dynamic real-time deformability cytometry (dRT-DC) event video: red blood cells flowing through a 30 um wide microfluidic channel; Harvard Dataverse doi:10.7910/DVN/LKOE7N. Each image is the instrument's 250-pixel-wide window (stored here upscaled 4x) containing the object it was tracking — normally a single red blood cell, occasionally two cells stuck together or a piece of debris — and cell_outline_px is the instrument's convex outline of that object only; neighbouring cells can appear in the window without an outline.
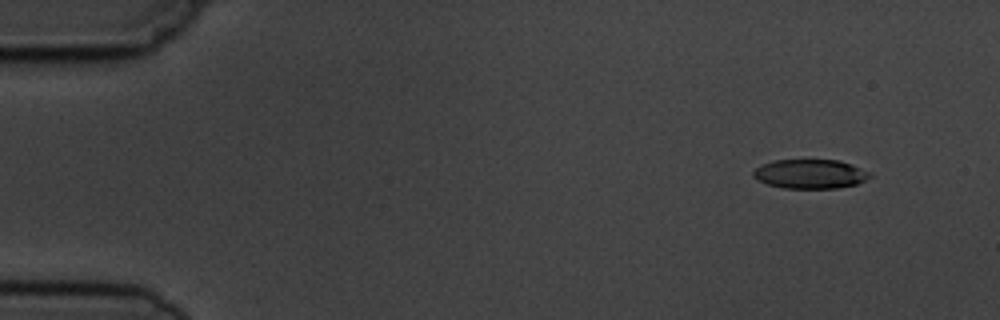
{"species": "common noctule bat (a hibernating species)", "species_latin": "Nyctalus noctula", "temperature_condition": "cold", "stored_images_in_passage": 4, "camera_frame_rate_fps": 3000, "um_per_image_px": 0.085, "animal": {"sex": "male", "body_mass_g": 19.5, "forearm_length_mm": 54.6}, "frame": {"image": 1, "passage_image": 1, "time_ms": 0.0, "image_size_px": [1000, 320], "cell_outline_px": [[872, 176], [856, 184], [836, 188], [784, 188], [768, 184], [756, 180], [752, 176], [752, 172], [756, 168], [764, 164], [776, 160], [840, 160], [872, 172]], "centroid_in_image_um": [68.87, 14.78], "position_along_channel_um": 16.1, "area_um2": 19.83}}
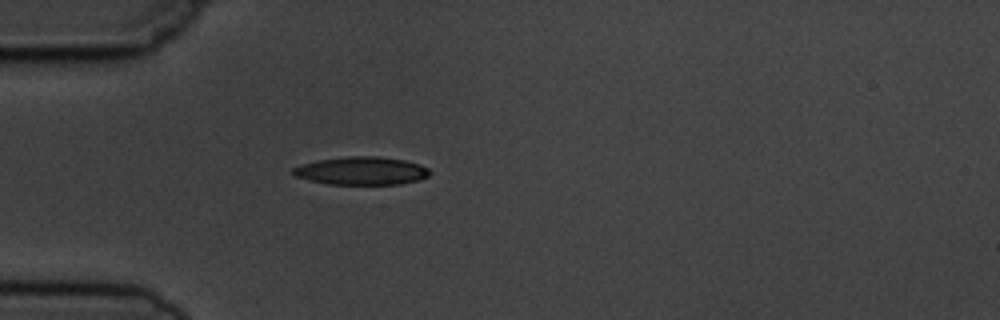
{"frame": {"image": 2, "passage_image": 4, "time_ms": 3.667, "image_size_px": [1000, 320], "cell_outline_px": [[432, 172], [428, 176], [420, 180], [400, 184], [328, 184], [308, 180], [296, 176], [292, 172], [292, 168], [316, 160], [344, 156], [376, 156], [404, 160], [420, 164], [428, 168]], "centroid_in_image_um": [30.75, 14.52], "position_along_channel_um": 54.2, "area_um2": 22.43}}